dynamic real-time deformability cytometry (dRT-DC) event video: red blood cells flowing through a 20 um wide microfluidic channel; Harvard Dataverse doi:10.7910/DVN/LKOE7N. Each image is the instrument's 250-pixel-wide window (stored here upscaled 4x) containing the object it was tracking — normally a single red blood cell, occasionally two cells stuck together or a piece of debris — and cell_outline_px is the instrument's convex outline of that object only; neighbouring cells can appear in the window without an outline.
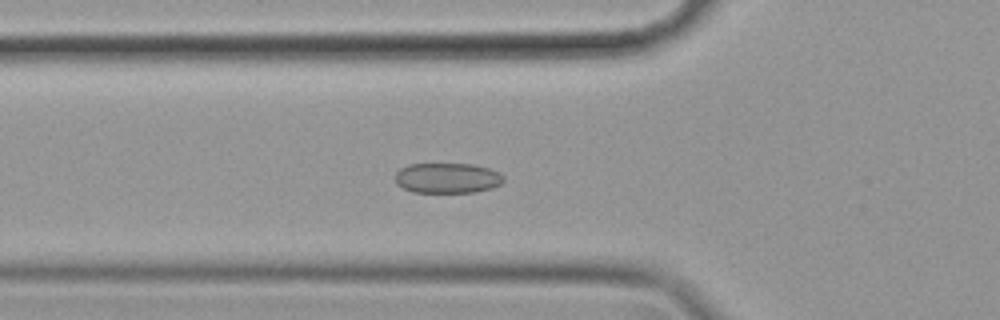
{"species": "common noctule bat (a hibernating species)", "species_latin": "Nyctalus noctula", "temperature_condition": "cold", "stored_images_in_passage": 56, "camera_frame_rate_fps": 3000, "um_per_image_px": 0.085, "animal": {"sex": "female", "body_mass_g": 19.9}, "frame": {"image": 1, "passage_image": 19, "time_ms": 6.0, "image_size_px": [1000, 320], "cell_outline_px": [[504, 180], [500, 184], [492, 188], [476, 192], [412, 192], [396, 184], [396, 172], [400, 168], [408, 164], [472, 164], [488, 168], [500, 172], [504, 176]], "centroid_in_image_um": [38.04, 15.13], "position_along_channel_um": 87.8, "area_um2": 19.19}}
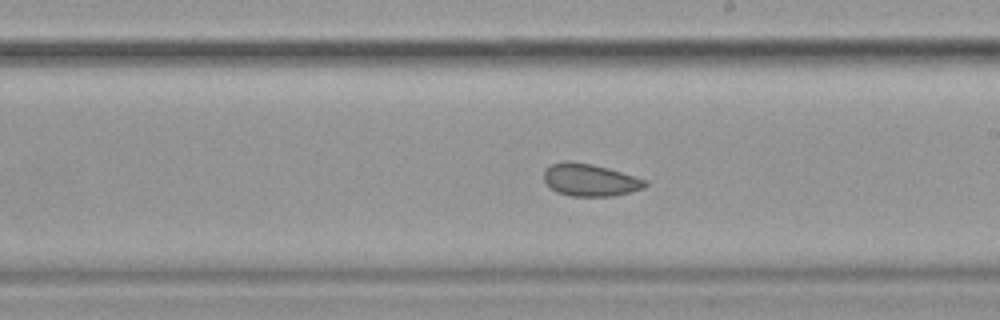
{"frame": {"image": 2, "passage_image": 32, "time_ms": 10.333, "image_size_px": [1000, 320], "cell_outline_px": [[648, 184], [644, 188], [612, 196], [572, 196], [556, 192], [544, 180], [544, 168], [552, 164], [568, 160], [592, 164], [608, 168], [648, 180]], "centroid_in_image_um": [50.15, 15.29], "position_along_channel_um": 238.9, "area_um2": 19.07}}
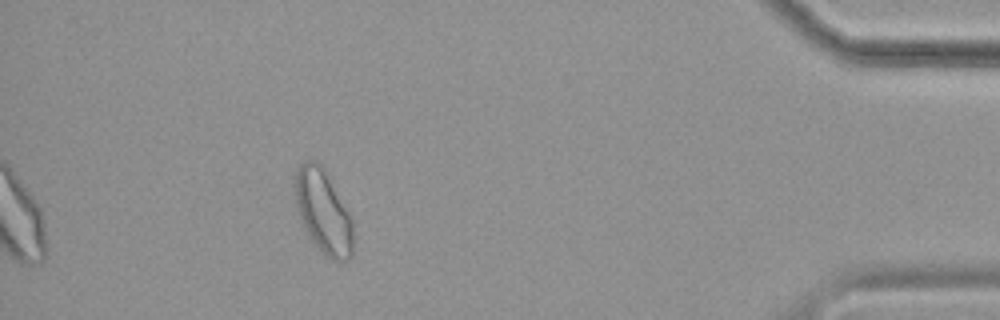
{"frame": {"image": 3, "passage_image": 51, "time_ms": 16.667, "image_size_px": [1000, 320], "cell_outline_px": [[352, 256], [344, 264], [332, 260], [324, 256], [316, 248], [296, 208], [292, 180], [292, 176], [296, 168], [304, 160], [316, 160], [324, 168], [348, 212], [352, 220]], "centroid_in_image_um": [27.44, 17.98], "position_along_channel_um": 407.8, "area_um2": 28.78}, "authors_computed_cell_mechanics": {"area_um2": 21.4149, "velocity_mm_per_s": 3.4973, "shape_relaxation_time_tau1_ms": 3.8659, "shape_relaxation_time_tau2_ms": 2.4521, "deformation_change_tau1": 0.0585, "deformation_change_tau2": 0.0753}}